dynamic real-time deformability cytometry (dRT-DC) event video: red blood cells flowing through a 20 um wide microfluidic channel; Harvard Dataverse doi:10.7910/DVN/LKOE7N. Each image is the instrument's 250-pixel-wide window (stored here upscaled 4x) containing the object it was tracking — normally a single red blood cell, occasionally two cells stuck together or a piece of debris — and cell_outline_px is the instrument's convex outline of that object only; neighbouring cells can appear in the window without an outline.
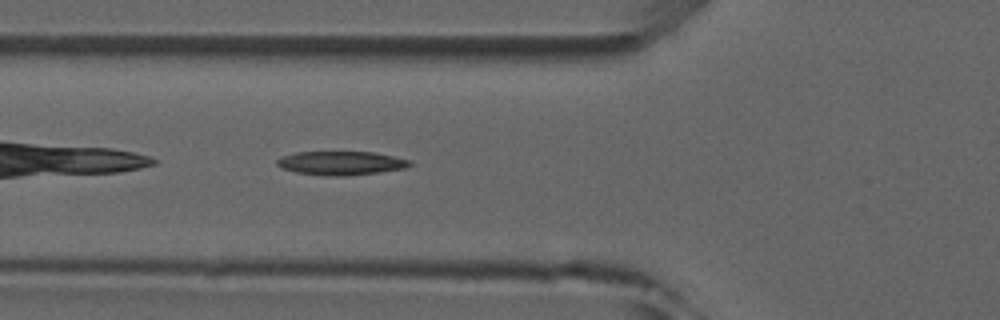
{"species": "common noctule bat (a hibernating species)", "species_latin": "Nyctalus noctula", "temperature_condition": "room temperature", "stored_images_in_passage": 4, "camera_frame_rate_fps": 3000, "um_per_image_px": 0.085, "animal": {"sex": "male", "forearm_length_mm": 52.5}, "frame": {"image": 1, "passage_image": 4, "time_ms": 4.333, "image_size_px": [1000, 320], "cell_outline_px": [[412, 164], [404, 168], [380, 172], [348, 176], [328, 176], [296, 172], [280, 168], [276, 164], [276, 160], [280, 156], [296, 152], [376, 152], [412, 160]], "centroid_in_image_um": [28.98, 13.86], "position_along_channel_um": 96.8, "area_um2": 18.61}}